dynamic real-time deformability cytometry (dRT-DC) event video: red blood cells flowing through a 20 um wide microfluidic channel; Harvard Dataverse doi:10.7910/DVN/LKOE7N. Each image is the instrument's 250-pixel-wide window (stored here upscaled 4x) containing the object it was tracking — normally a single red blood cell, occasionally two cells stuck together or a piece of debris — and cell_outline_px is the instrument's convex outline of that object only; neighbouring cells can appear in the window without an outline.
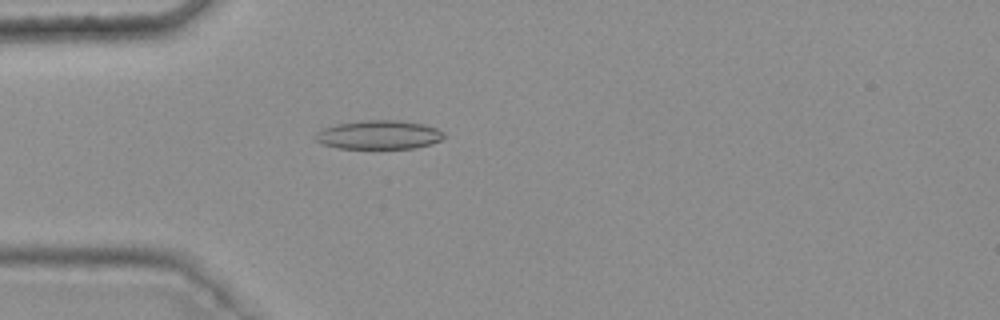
{"species": "common noctule bat (a hibernating species)", "species_latin": "Nyctalus noctula", "temperature_condition": "warm", "stored_images_in_passage": 47, "camera_frame_rate_fps": 3000, "um_per_image_px": 0.085, "animal": {"sex": "female", "body_mass_g": 25.1}, "frame": {"image": 1, "passage_image": 14, "time_ms": 4.333, "image_size_px": [1000, 320], "cell_outline_px": [[448, 136], [432, 144], [416, 148], [336, 148], [320, 144], [316, 140], [316, 132], [324, 128], [336, 124], [368, 120], [400, 120], [420, 124], [436, 128], [444, 132]], "centroid_in_image_um": [32.22, 11.47], "position_along_channel_um": 52.8, "area_um2": 21.62}}
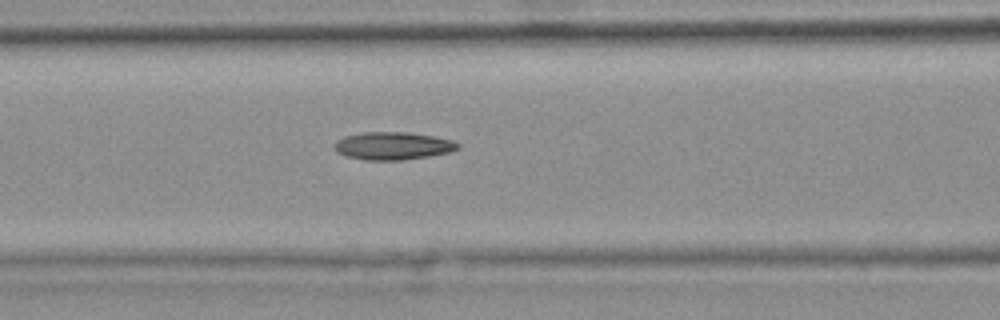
{"frame": {"image": 2, "passage_image": 21, "time_ms": 6.667, "image_size_px": [1000, 320], "cell_outline_px": [[460, 148], [452, 152], [428, 156], [400, 160], [364, 160], [348, 156], [336, 152], [332, 148], [332, 144], [336, 140], [344, 136], [364, 132], [408, 132], [432, 136], [452, 140], [460, 144]], "centroid_in_image_um": [33.37, 12.39], "position_along_channel_um": 133.2, "area_um2": 20.11}}
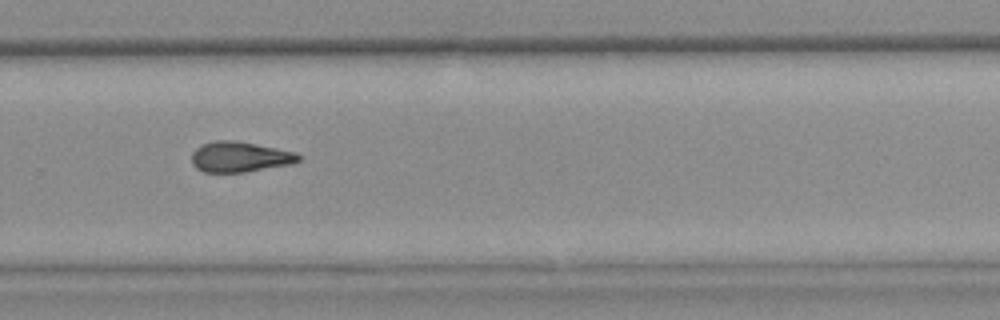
{"frame": {"image": 3, "passage_image": 35, "time_ms": 11.333, "image_size_px": [1000, 320], "cell_outline_px": [[300, 160], [292, 164], [244, 172], [204, 172], [196, 168], [192, 164], [192, 152], [196, 148], [204, 144], [216, 140], [232, 140], [256, 144], [296, 152], [300, 156]], "centroid_in_image_um": [20.38, 13.34], "position_along_channel_um": 309.4, "area_um2": 18.84}, "authors_computed_cell_mechanics": {"area_um2": 19.2474, "velocity_mm_per_s": 3.7814, "shape_relaxation_time_tau1_ms": null, "shape_relaxation_time_tau2_ms": 3.2915, "deformation_change_tau1": null, "deformation_change_tau2": 0.1205}}